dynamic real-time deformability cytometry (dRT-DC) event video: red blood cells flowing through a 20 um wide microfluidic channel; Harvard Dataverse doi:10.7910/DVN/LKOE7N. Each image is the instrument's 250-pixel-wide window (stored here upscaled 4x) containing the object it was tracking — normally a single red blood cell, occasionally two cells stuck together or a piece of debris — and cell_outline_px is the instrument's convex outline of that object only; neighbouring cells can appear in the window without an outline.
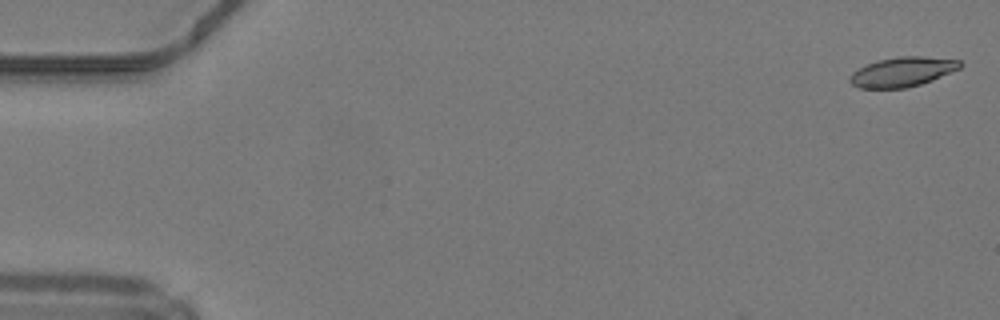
{"species": "common noctule bat (a hibernating species)", "species_latin": "Nyctalus noctula", "temperature_condition": "warm", "stored_images_in_passage": 49, "camera_frame_rate_fps": 3000, "um_per_image_px": 0.085, "animal": {"sex": "male", "body_mass_g": 19.2, "forearm_length_mm": 51.8}, "frame": {"image": 1, "passage_image": 1, "time_ms": 0.0, "image_size_px": [1000, 320], "cell_outline_px": [[964, 64], [960, 68], [932, 80], [908, 88], [860, 88], [852, 84], [848, 80], [852, 72], [876, 60], [900, 56], [924, 56], [960, 60]], "centroid_in_image_um": [76.72, 6.1], "position_along_channel_um": 8.3, "area_um2": 19.02}}
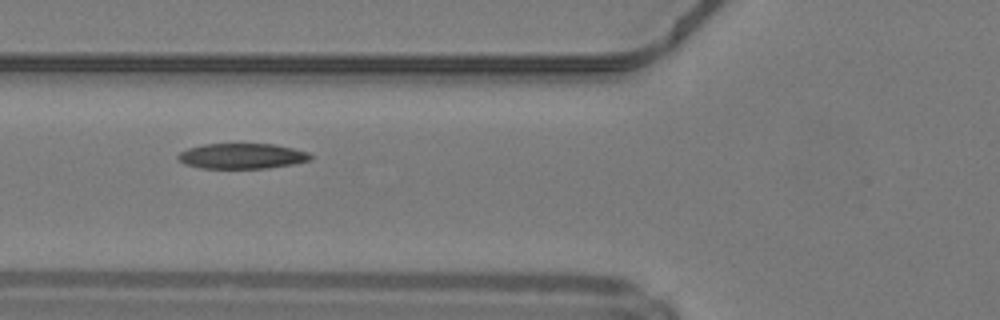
{"frame": {"image": 2, "passage_image": 19, "time_ms": 6.0, "image_size_px": [1000, 320], "cell_outline_px": [[312, 160], [292, 164], [268, 168], [200, 168], [184, 164], [176, 156], [180, 152], [188, 148], [204, 144], [276, 144], [308, 152], [312, 156]], "centroid_in_image_um": [20.57, 13.26], "position_along_channel_um": 105.2, "area_um2": 19.59}}
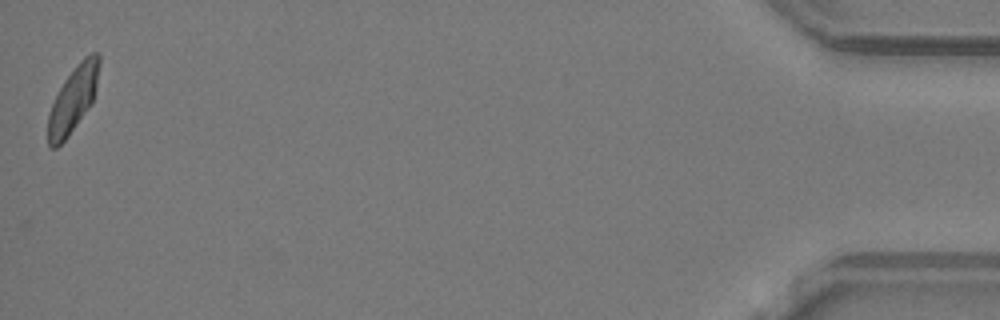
{"frame": {"image": 3, "passage_image": 49, "time_ms": 16.0, "image_size_px": [1000, 320], "cell_outline_px": [[100, 64], [96, 88], [92, 100], [68, 136], [56, 148], [52, 148], [48, 144], [48, 116], [52, 104], [64, 80], [80, 60], [84, 56], [92, 52], [100, 52]], "centroid_in_image_um": [6.22, 8.39], "position_along_channel_um": 429.0, "area_um2": 19.13}, "authors_computed_cell_mechanics": {"area_um2": 19.941, "velocity_mm_per_s": 4.2017, "shape_relaxation_time_tau1_ms": 7.0712, "shape_relaxation_time_tau2_ms": 3.3978, "deformation_change_tau1": 0.177, "deformation_change_tau2": 0.0951}}